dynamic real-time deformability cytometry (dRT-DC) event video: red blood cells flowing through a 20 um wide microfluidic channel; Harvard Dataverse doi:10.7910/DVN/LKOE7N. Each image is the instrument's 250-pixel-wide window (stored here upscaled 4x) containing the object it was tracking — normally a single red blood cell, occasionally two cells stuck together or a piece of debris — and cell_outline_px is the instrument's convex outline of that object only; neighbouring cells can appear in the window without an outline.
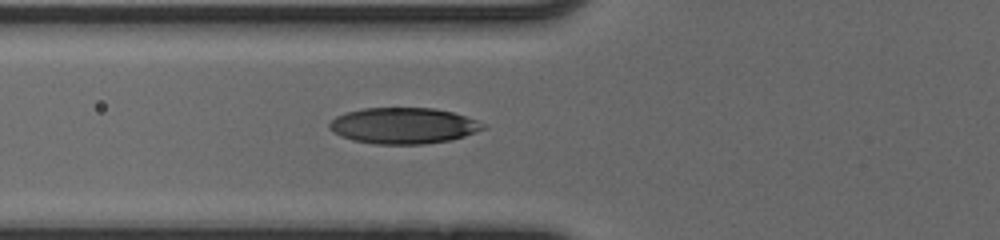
{"species": "human", "species_latin": "Homo sapiens", "temperature_condition": "cold", "stored_images_in_passage": 14, "camera_frame_rate_fps": 3000, "um_per_image_px": 0.085, "donor": {"sex": "male"}, "frame": {"image": 1, "passage_image": 1, "time_ms": 0.0, "image_size_px": [1000, 240], "cell_outline_px": [[464, 132], [456, 136], [436, 140], [372, 140], [384, 108], [416, 108], [444, 112], [456, 116]], "centroid_in_image_um": [35.39, 10.63], "position_along_channel_um": 90.4, "area_um2": 17.4}}
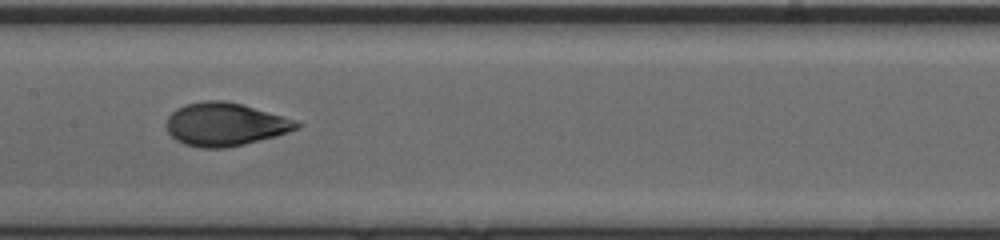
{"frame": {"image": 2, "passage_image": 8, "time_ms": 2.333, "image_size_px": [1000, 240], "cell_outline_px": [[288, 128], [280, 132], [232, 144], [200, 144], [184, 140], [180, 136], [204, 104], [232, 104], [268, 116]], "centroid_in_image_um": [19.45, 10.65], "position_along_channel_um": 187.9, "area_um2": 20.98}}
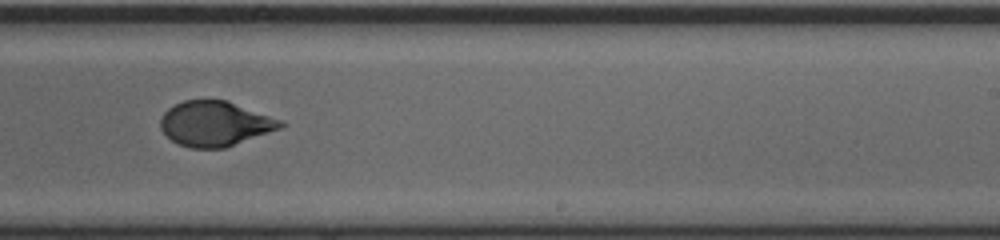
{"frame": {"image": 3, "passage_image": 14, "time_ms": 4.333, "image_size_px": [1000, 240], "cell_outline_px": [[268, 128], [228, 144], [188, 144], [196, 100], [220, 100], [252, 116]], "centroid_in_image_um": [18.79, 10.51], "position_along_channel_um": 270.2, "area_um2": 17.46}}